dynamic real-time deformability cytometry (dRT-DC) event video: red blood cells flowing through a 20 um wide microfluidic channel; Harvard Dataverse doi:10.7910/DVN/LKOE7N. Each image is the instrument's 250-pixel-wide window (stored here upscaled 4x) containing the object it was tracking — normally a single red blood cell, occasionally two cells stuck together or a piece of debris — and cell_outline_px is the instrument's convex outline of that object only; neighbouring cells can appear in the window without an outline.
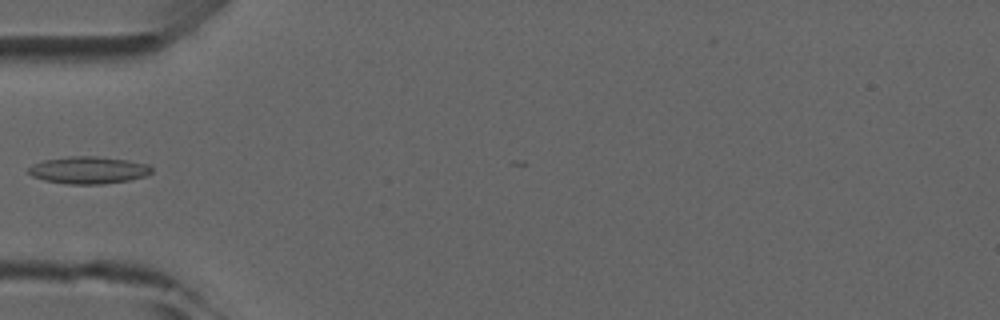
{"species": "common noctule bat (a hibernating species)", "species_latin": "Nyctalus noctula", "temperature_condition": "room temperature", "stored_images_in_passage": 5, "camera_frame_rate_fps": 3000, "um_per_image_px": 0.085, "animal": {"sex": "male", "forearm_length_mm": 52.5}, "frame": {"image": 1, "passage_image": 4, "time_ms": 4.333, "image_size_px": [1000, 320], "cell_outline_px": [[152, 172], [144, 176], [128, 180], [104, 184], [68, 184], [44, 180], [32, 176], [28, 172], [28, 168], [44, 160], [68, 156], [96, 156], [128, 160], [148, 164], [152, 168]], "centroid_in_image_um": [7.53, 14.46], "position_along_channel_um": 77.5, "area_um2": 19.42}}
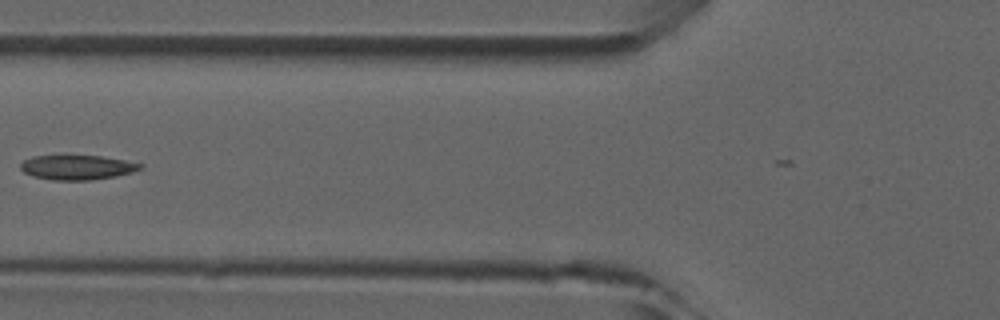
{"frame": {"image": 2, "passage_image": 5, "time_ms": 5.333, "image_size_px": [1000, 320], "cell_outline_px": [[144, 164], [140, 168], [132, 172], [116, 176], [88, 180], [52, 180], [32, 176], [24, 172], [20, 168], [20, 164], [24, 160], [32, 156], [100, 156], [124, 160]], "centroid_in_image_um": [6.53, 14.23], "position_along_channel_um": 119.3, "area_um2": 16.99}}